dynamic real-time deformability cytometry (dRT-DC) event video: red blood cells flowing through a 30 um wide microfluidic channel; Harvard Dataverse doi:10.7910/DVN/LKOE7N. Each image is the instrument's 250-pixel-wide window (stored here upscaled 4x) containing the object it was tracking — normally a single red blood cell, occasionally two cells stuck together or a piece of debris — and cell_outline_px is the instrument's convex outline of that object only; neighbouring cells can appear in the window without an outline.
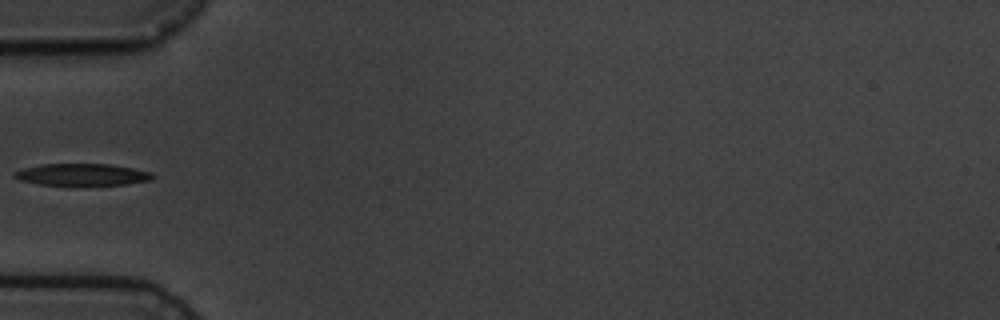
{"species": "common noctule bat (a hibernating species)", "species_latin": "Nyctalus noctula", "temperature_condition": "cold", "stored_images_in_passage": 5, "camera_frame_rate_fps": 3000, "um_per_image_px": 0.085, "animal": {"sex": "male", "body_mass_g": 19.5, "forearm_length_mm": 54.6}, "frame": {"image": 1, "passage_image": 5, "time_ms": 5.333, "image_size_px": [1000, 320], "cell_outline_px": [[156, 176], [152, 180], [124, 184], [76, 188], [68, 188], [40, 184], [20, 180], [12, 176], [12, 172], [24, 168], [40, 164], [108, 164], [132, 168], [152, 172]], "centroid_in_image_um": [6.95, 14.89], "position_along_channel_um": 78.0, "area_um2": 18.67}}